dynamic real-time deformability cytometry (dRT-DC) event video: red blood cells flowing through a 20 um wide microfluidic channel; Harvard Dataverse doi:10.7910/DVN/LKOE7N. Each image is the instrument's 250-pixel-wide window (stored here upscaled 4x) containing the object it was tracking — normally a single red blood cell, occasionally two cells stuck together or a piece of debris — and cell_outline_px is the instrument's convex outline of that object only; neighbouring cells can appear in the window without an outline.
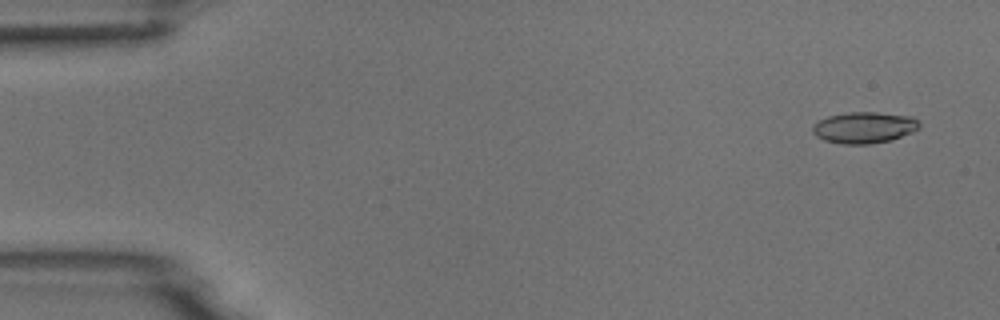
{"species": "common noctule bat (a hibernating species)", "species_latin": "Nyctalus noctula", "temperature_condition": "room temperature", "stored_images_in_passage": 4, "camera_frame_rate_fps": 3000, "um_per_image_px": 0.085, "animal": {"sex": "male", "body_mass_g": 18.8}, "frame": {"image": 1, "passage_image": 1, "time_ms": 0.0, "image_size_px": [1000, 320], "cell_outline_px": [[920, 128], [912, 132], [892, 140], [868, 144], [844, 144], [824, 140], [816, 136], [812, 132], [812, 128], [820, 120], [828, 116], [848, 112], [876, 112], [912, 116], [920, 124]], "centroid_in_image_um": [73.47, 10.84], "position_along_channel_um": 11.5, "area_um2": 19.42}}
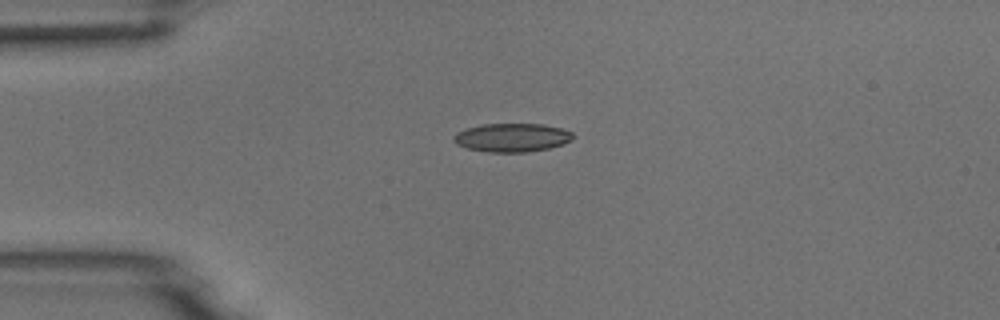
{"frame": {"image": 2, "passage_image": 3, "time_ms": 0.667, "image_size_px": [1000, 320], "cell_outline_px": [[572, 140], [564, 144], [548, 148], [524, 152], [488, 152], [468, 148], [456, 144], [452, 140], [452, 136], [456, 132], [480, 124], [540, 124], [560, 128], [572, 132]], "centroid_in_image_um": [43.48, 11.69], "position_along_channel_um": 41.5, "area_um2": 19.77}}